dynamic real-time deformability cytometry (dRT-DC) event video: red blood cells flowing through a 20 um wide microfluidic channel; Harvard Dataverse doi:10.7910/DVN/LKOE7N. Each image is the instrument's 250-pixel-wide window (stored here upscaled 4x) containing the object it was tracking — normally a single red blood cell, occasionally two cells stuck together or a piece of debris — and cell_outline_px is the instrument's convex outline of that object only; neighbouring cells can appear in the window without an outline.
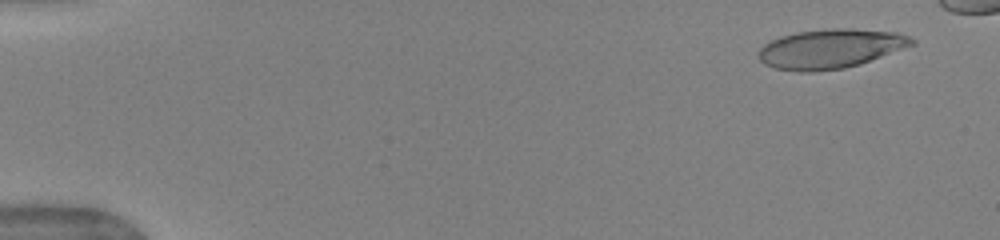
{"species": "human", "species_latin": "Homo sapiens", "temperature_condition": "warm", "stored_images_in_passage": 47, "camera_frame_rate_fps": 3000, "um_per_image_px": 0.085, "donor": {"sex": "female"}, "frame": {"image": 1, "passage_image": 3, "time_ms": 0.667, "image_size_px": [1000, 240], "cell_outline_px": [[916, 44], [860, 64], [844, 68], [812, 72], [800, 72], [776, 68], [764, 64], [760, 60], [760, 48], [764, 44], [780, 36], [796, 32], [832, 28], [852, 28], [896, 32], [908, 36], [916, 40]], "centroid_in_image_um": [70.61, 4.14], "position_along_channel_um": 14.4, "area_um2": 35.14}}
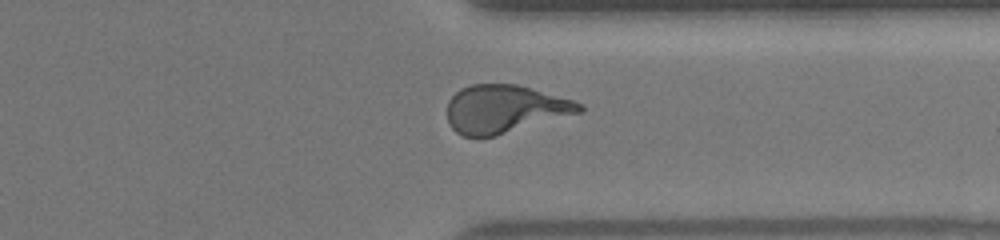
{"frame": {"image": 2, "passage_image": 40, "time_ms": 13.0, "image_size_px": [1000, 240], "cell_outline_px": [[584, 108], [580, 112], [496, 136], [464, 136], [456, 132], [448, 124], [448, 100], [460, 88], [472, 84], [516, 84], [532, 88], [572, 100], [584, 104]], "centroid_in_image_um": [42.87, 9.26], "position_along_channel_um": 368.5, "area_um2": 36.76}}
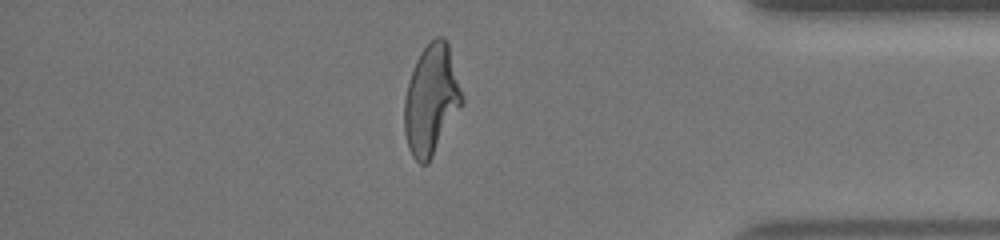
{"frame": {"image": 3, "passage_image": 44, "time_ms": 14.333, "image_size_px": [1000, 240], "cell_outline_px": [[464, 104], [428, 164], [420, 164], [412, 156], [408, 148], [404, 132], [404, 100], [412, 68], [420, 52], [436, 36], [444, 36], [448, 40], [464, 96]], "centroid_in_image_um": [36.68, 8.47], "position_along_channel_um": 398.5, "area_um2": 37.57}}